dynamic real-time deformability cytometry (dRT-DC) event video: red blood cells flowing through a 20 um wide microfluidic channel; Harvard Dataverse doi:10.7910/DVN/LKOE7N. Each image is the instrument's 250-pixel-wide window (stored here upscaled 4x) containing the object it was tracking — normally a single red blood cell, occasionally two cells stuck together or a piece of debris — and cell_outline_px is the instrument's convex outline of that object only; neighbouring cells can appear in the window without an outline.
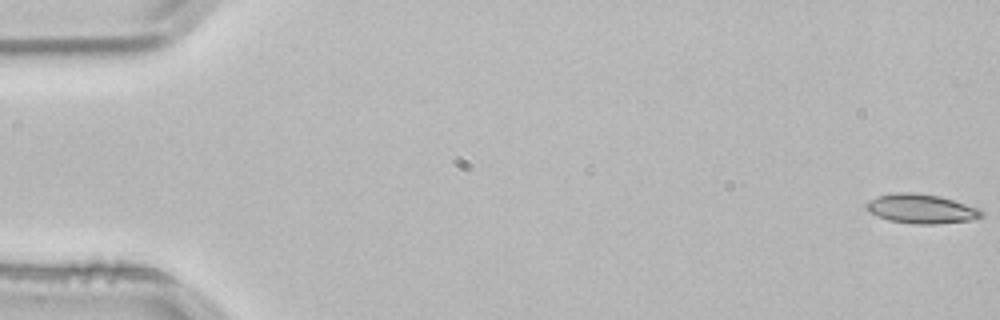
{"species": "common noctule bat (a hibernating species)", "species_latin": "Nyctalus noctula", "temperature_condition": "room temperature", "stored_images_in_passage": 4, "camera_frame_rate_fps": 3000, "um_per_image_px": 0.085, "animal": {"sex": "male", "body_mass_g": 21.5, "forearm_length_mm": 52.0}, "frame": {"image": 1, "passage_image": 1, "time_ms": 0.0, "image_size_px": [1000, 320], "cell_outline_px": [[984, 216], [972, 220], [936, 224], [912, 224], [888, 220], [868, 212], [864, 204], [868, 200], [876, 196], [896, 192], [912, 192], [940, 196], [980, 208], [984, 212]], "centroid_in_image_um": [78.3, 17.74], "position_along_channel_um": 6.7, "area_um2": 20.0}}
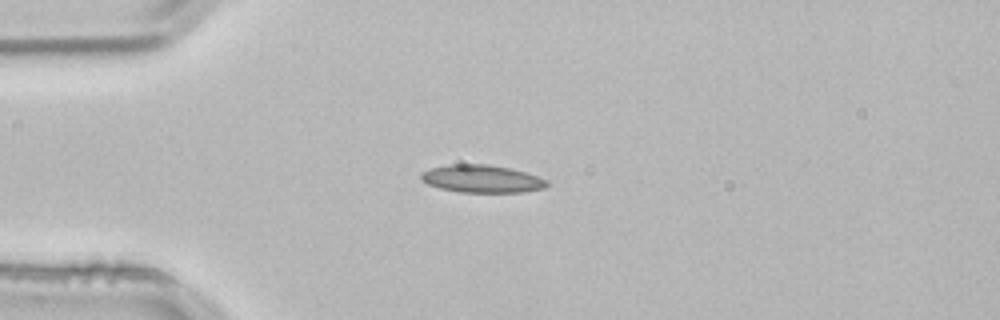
{"frame": {"image": 2, "passage_image": 4, "time_ms": 1.0, "image_size_px": [1000, 320], "cell_outline_px": [[548, 184], [544, 188], [524, 192], [460, 192], [440, 188], [428, 184], [420, 180], [420, 172], [432, 168], [452, 164], [484, 164], [512, 168], [548, 180]], "centroid_in_image_um": [40.94, 15.2], "position_along_channel_um": 44.1, "area_um2": 20.23}}